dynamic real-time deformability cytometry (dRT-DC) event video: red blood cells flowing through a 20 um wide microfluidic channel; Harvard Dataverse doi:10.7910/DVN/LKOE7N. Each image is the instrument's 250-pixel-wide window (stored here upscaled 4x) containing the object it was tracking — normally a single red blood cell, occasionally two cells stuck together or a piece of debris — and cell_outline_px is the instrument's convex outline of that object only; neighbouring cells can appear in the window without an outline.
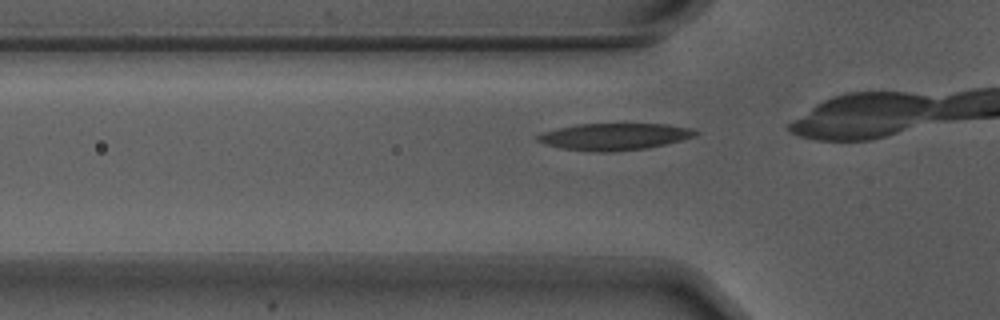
{"species": "Egyptian fruit bat (a non-hibernating species)", "species_latin": "Rousettus aegyptiacus", "temperature_condition": "warm", "stored_images_in_passage": 8, "camera_frame_rate_fps": 3000, "um_per_image_px": 0.085, "animal": {"sex": "male"}, "frame": {"image": 1, "passage_image": 2, "time_ms": 0.333, "image_size_px": [1000, 320], "cell_outline_px": [[700, 132], [696, 136], [664, 144], [644, 148], [612, 152], [596, 152], [564, 148], [548, 144], [536, 140], [536, 136], [544, 132], [560, 128], [580, 124], [668, 124], [692, 128]], "centroid_in_image_um": [52.28, 11.6], "position_along_channel_um": 73.5, "area_um2": 24.28}}